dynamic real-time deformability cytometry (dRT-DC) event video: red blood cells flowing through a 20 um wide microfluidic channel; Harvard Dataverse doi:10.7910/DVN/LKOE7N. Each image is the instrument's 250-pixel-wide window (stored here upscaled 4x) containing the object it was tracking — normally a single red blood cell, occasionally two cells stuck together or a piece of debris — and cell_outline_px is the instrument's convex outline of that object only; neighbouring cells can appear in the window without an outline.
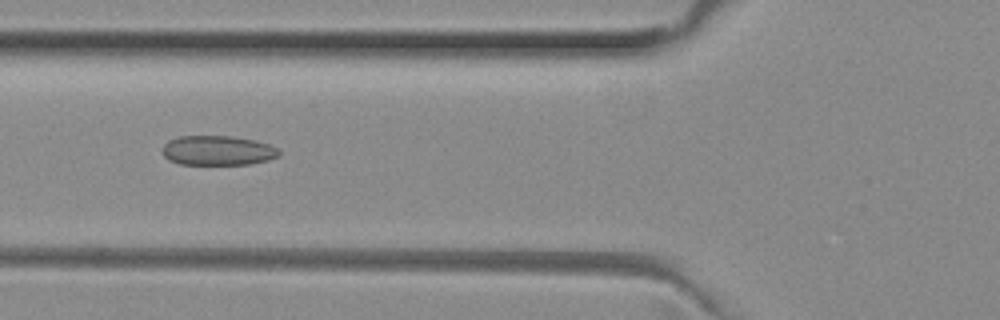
{"species": "common noctule bat (a hibernating species)", "species_latin": "Nyctalus noctula", "temperature_condition": "room temperature", "stored_images_in_passage": 31, "camera_frame_rate_fps": 3000, "um_per_image_px": 0.085, "animal": {"sex": "female", "body_mass_g": 29.2, "forearm_length_mm": 56.3}, "frame": {"image": 1, "passage_image": 5, "time_ms": 1.333, "image_size_px": [1000, 320], "cell_outline_px": [[280, 152], [276, 156], [268, 160], [248, 164], [180, 164], [168, 160], [164, 156], [164, 144], [168, 140], [180, 136], [232, 136], [256, 140], [268, 144], [276, 148]], "centroid_in_image_um": [18.49, 12.78], "position_along_channel_um": 107.3, "area_um2": 20.0}}
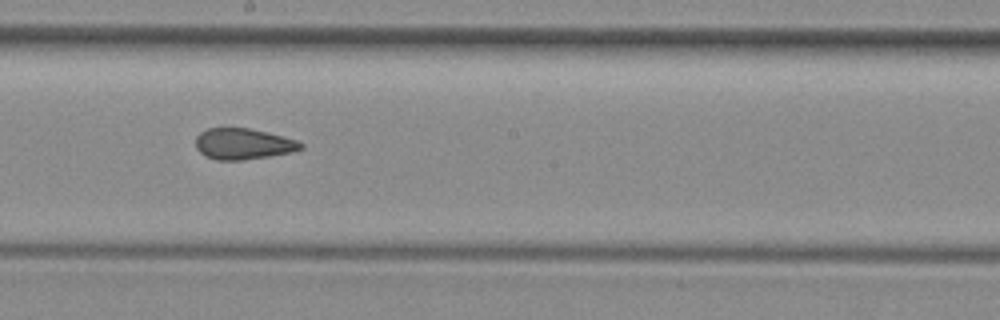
{"frame": {"image": 2, "passage_image": 14, "time_ms": 4.333, "image_size_px": [1000, 320], "cell_outline_px": [[304, 148], [292, 152], [244, 160], [216, 160], [204, 156], [196, 148], [196, 136], [200, 132], [208, 128], [248, 128], [268, 132], [296, 140], [304, 144]], "centroid_in_image_um": [20.66, 12.23], "position_along_channel_um": 227.5, "area_um2": 19.07}}
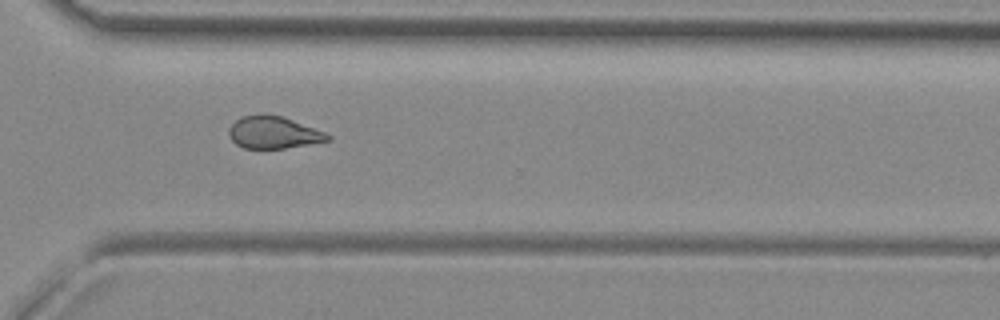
{"frame": {"image": 3, "passage_image": 23, "time_ms": 7.333, "image_size_px": [1000, 320], "cell_outline_px": [[332, 140], [284, 148], [244, 148], [236, 144], [232, 140], [228, 132], [228, 128], [240, 116], [260, 112], [264, 112], [284, 116], [324, 132], [332, 136]], "centroid_in_image_um": [23.22, 11.22], "position_along_channel_um": 347.4, "area_um2": 18.84}, "authors_computed_cell_mechanics": {"area_um2": 19.5364, "velocity_mm_per_s": 3.9983, "shape_relaxation_time_tau1_ms": null, "shape_relaxation_time_tau2_ms": 1.6909, "deformation_change_tau1": null, "deformation_change_tau2": 0.0749}}